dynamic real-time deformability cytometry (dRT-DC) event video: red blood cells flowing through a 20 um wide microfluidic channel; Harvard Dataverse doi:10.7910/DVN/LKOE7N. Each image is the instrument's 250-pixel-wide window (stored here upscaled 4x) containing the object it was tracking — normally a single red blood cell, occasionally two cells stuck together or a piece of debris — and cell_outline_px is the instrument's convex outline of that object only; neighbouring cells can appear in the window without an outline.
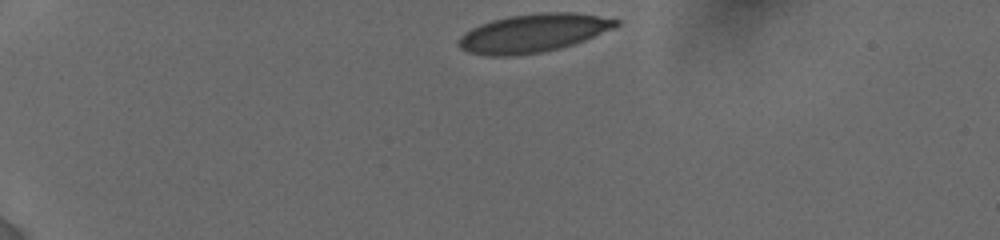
{"species": "human", "species_latin": "Homo sapiens", "temperature_condition": "cold", "stored_images_in_passage": 69, "camera_frame_rate_fps": 3000, "um_per_image_px": 0.085, "donor": {"sex": "female"}, "frame": {"image": 1, "passage_image": 1, "time_ms": 0.0, "image_size_px": [1000, 240], "cell_outline_px": [[620, 24], [612, 28], [584, 40], [560, 48], [544, 52], [516, 56], [484, 56], [468, 52], [460, 48], [460, 36], [464, 32], [480, 24], [492, 20], [508, 16], [540, 12], [572, 12], [620, 20]], "centroid_in_image_um": [45.28, 2.82], "position_along_channel_um": 39.7, "area_um2": 35.03}}
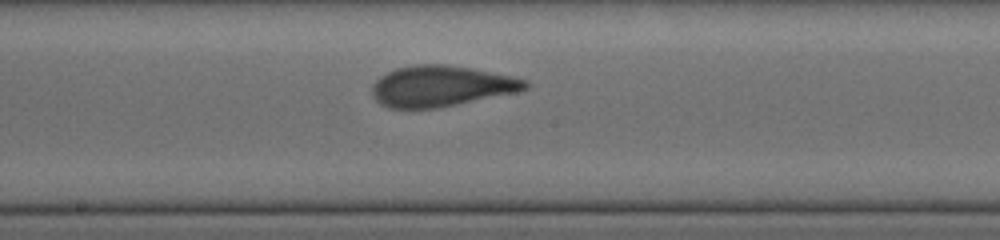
{"frame": {"image": 2, "passage_image": 41, "time_ms": 6.333, "image_size_px": [1000, 240], "cell_outline_px": [[528, 88], [520, 92], [440, 108], [388, 108], [380, 104], [372, 96], [372, 84], [380, 76], [396, 68], [416, 64], [444, 64], [468, 68], [512, 76], [528, 80]], "centroid_in_image_um": [37.5, 7.33], "position_along_channel_um": 210.7, "area_um2": 36.7}}
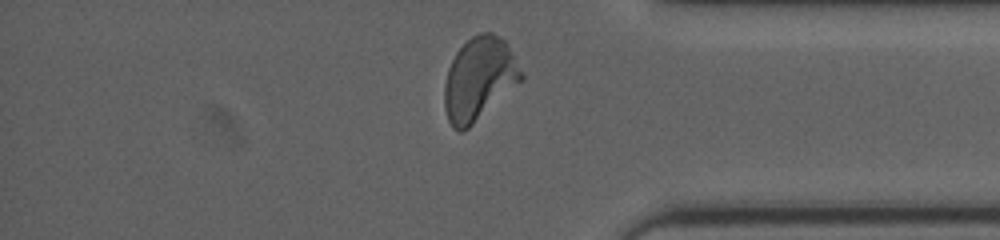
{"frame": {"image": 3, "passage_image": 66, "time_ms": 11.333, "image_size_px": [1000, 240], "cell_outline_px": [[524, 80], [468, 128], [460, 132], [452, 128], [448, 120], [444, 108], [444, 84], [448, 68], [456, 52], [472, 36], [480, 32], [492, 32], [504, 40], [524, 72]], "centroid_in_image_um": [40.73, 6.72], "position_along_channel_um": 394.5, "area_um2": 37.28}, "authors_computed_cell_mechanics": {"area_um2": 36.1828, "velocity_mm_per_s": 3.8338, "shape_relaxation_time_tau1_ms": 4.674, "shape_relaxation_time_tau2_ms": 0.7932, "deformation_change_tau1": 0.1742, "deformation_change_tau2": 0.0542}}